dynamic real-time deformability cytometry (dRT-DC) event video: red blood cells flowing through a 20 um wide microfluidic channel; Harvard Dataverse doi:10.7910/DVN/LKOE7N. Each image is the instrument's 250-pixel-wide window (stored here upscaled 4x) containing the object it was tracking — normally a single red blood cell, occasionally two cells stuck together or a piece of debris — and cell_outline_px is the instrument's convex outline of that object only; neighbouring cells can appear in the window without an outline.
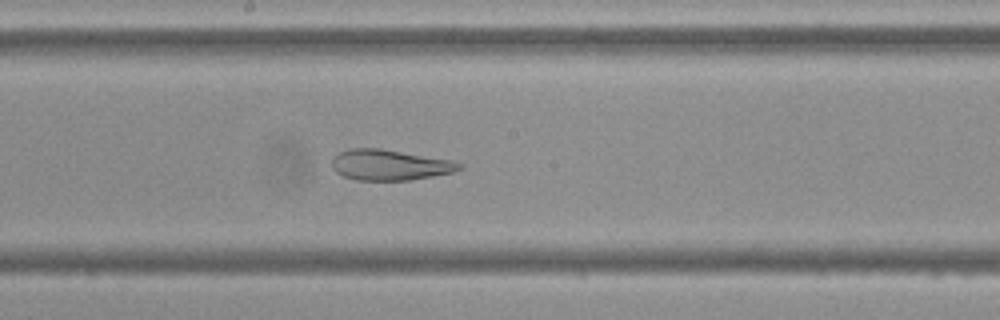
{"species": "Egyptian fruit bat (a non-hibernating species)", "species_latin": "Rousettus aegyptiacus", "temperature_condition": "cold", "stored_images_in_passage": 55, "camera_frame_rate_fps": 3000, "um_per_image_px": 0.085, "frame": {"image": 1, "passage_image": 29, "time_ms": 9.333, "image_size_px": [1000, 320], "cell_outline_px": [[464, 168], [452, 172], [412, 180], [356, 180], [344, 176], [336, 172], [332, 168], [332, 156], [348, 148], [380, 148], [452, 160], [464, 164]], "centroid_in_image_um": [33.12, 14.01], "position_along_channel_um": 215.1, "area_um2": 22.89}}
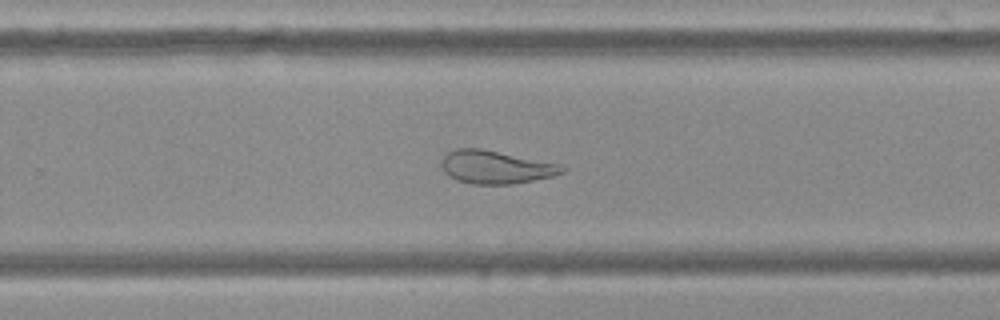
{"frame": {"image": 2, "passage_image": 35, "time_ms": 11.333, "image_size_px": [1000, 320], "cell_outline_px": [[568, 168], [564, 172], [552, 176], [512, 184], [472, 184], [456, 180], [448, 176], [444, 172], [440, 164], [440, 160], [448, 152], [456, 148], [480, 148], [560, 164]], "centroid_in_image_um": [42.1, 14.2], "position_along_channel_um": 287.7, "area_um2": 23.29}}
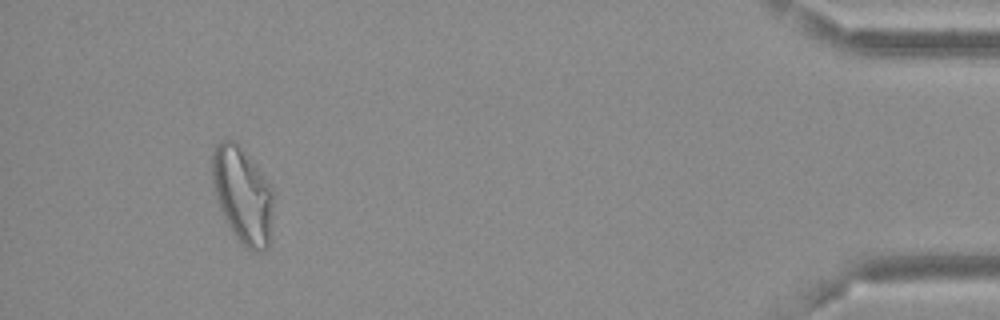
{"frame": {"image": 3, "passage_image": 51, "time_ms": 16.667, "image_size_px": [1000, 320], "cell_outline_px": [[272, 216], [268, 248], [260, 252], [252, 252], [240, 244], [228, 224], [220, 208], [216, 196], [212, 180], [212, 156], [216, 144], [220, 140], [236, 140], [240, 144], [272, 188]], "centroid_in_image_um": [20.61, 16.59], "position_along_channel_um": 414.6, "area_um2": 34.16}}